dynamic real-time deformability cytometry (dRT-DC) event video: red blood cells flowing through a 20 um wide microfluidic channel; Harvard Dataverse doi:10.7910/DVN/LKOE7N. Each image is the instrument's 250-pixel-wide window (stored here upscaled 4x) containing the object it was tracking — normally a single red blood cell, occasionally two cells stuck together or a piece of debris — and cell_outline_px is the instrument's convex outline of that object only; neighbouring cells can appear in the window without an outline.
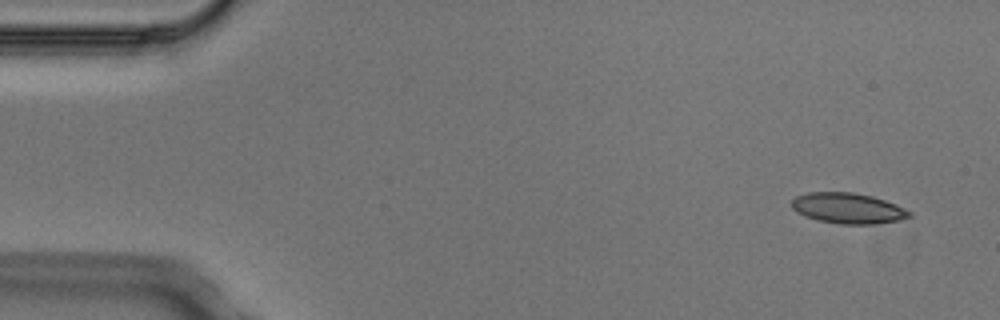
{"species": "Egyptian fruit bat (a non-hibernating species)", "species_latin": "Rousettus aegyptiacus", "temperature_condition": "cold", "stored_images_in_passage": 4, "camera_frame_rate_fps": 3000, "um_per_image_px": 0.085, "animal": {"sex": "male"}, "frame": {"image": 1, "passage_image": 1, "time_ms": 0.0, "image_size_px": [1000, 320], "cell_outline_px": [[912, 216], [896, 220], [872, 224], [840, 224], [820, 220], [804, 216], [796, 212], [792, 208], [792, 200], [796, 196], [808, 192], [852, 192], [872, 196], [896, 204], [912, 212]], "centroid_in_image_um": [72.06, 17.69], "position_along_channel_um": 12.9, "area_um2": 20.87}}